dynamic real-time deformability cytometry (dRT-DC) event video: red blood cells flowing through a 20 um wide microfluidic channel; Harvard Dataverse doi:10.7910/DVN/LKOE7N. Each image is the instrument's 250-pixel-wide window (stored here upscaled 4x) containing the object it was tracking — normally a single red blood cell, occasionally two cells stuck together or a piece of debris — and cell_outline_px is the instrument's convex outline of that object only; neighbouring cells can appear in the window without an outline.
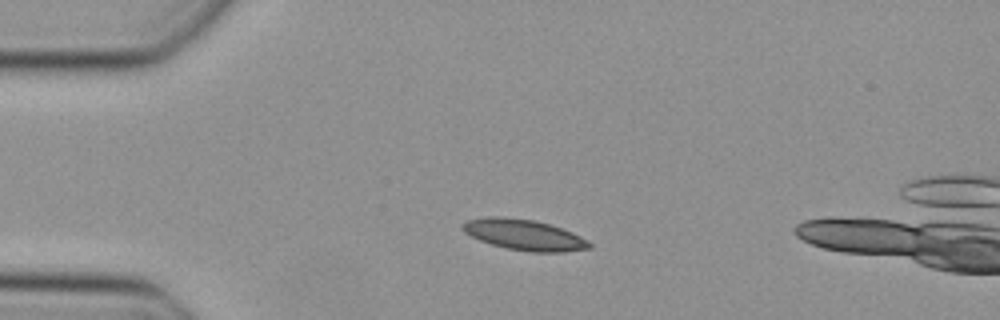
{"species": "Egyptian fruit bat (a non-hibernating species)", "species_latin": "Rousettus aegyptiacus", "temperature_condition": "cold", "stored_images_in_passage": 38, "camera_frame_rate_fps": 3000, "um_per_image_px": 0.085, "animal": {"sex": "female"}, "frame": {"image": 1, "passage_image": 4, "time_ms": 1.0, "image_size_px": [1000, 320], "cell_outline_px": [[592, 248], [564, 252], [532, 252], [508, 248], [492, 244], [480, 240], [464, 232], [460, 228], [460, 224], [468, 220], [488, 216], [504, 216], [536, 220], [572, 232], [588, 240], [592, 244]], "centroid_in_image_um": [44.55, 19.95], "position_along_channel_um": 40.5, "area_um2": 22.77}}
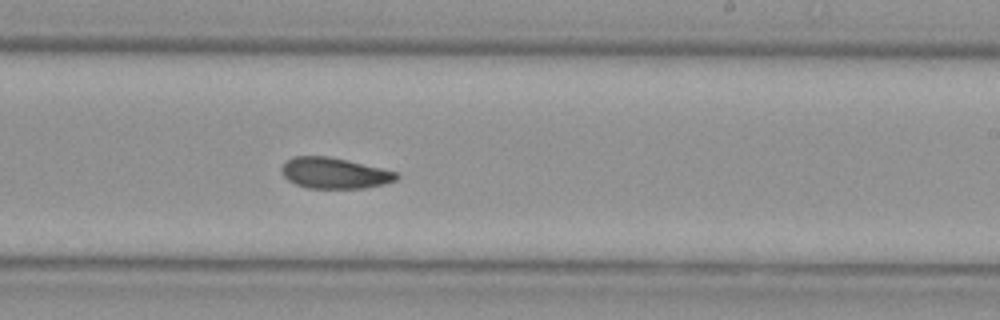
{"frame": {"image": 2, "passage_image": 22, "time_ms": 7.0, "image_size_px": [1000, 320], "cell_outline_px": [[400, 176], [396, 180], [384, 184], [364, 188], [308, 188], [296, 184], [288, 180], [280, 172], [280, 168], [292, 156], [328, 156], [348, 160], [396, 172]], "centroid_in_image_um": [28.41, 14.71], "position_along_channel_um": 260.6, "area_um2": 20.63}}
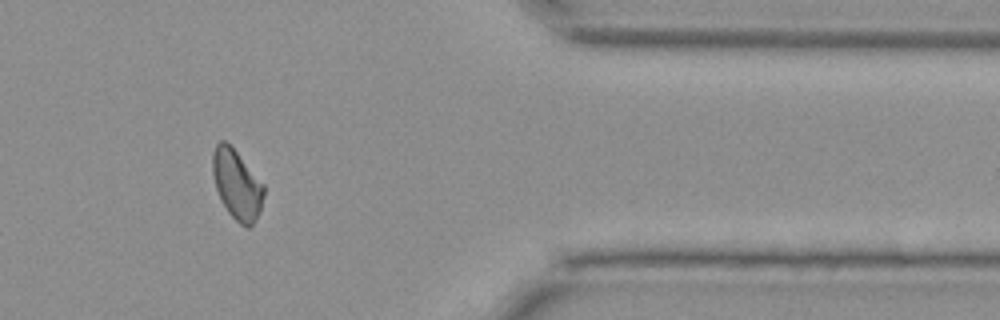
{"frame": {"image": 3, "passage_image": 33, "time_ms": 10.667, "image_size_px": [1000, 320], "cell_outline_px": [[264, 196], [256, 220], [248, 228], [240, 224], [228, 212], [220, 200], [216, 188], [212, 172], [212, 152], [216, 144], [220, 140], [224, 140], [236, 152], [264, 184]], "centroid_in_image_um": [20.12, 15.69], "position_along_channel_um": 391.3, "area_um2": 20.58}}